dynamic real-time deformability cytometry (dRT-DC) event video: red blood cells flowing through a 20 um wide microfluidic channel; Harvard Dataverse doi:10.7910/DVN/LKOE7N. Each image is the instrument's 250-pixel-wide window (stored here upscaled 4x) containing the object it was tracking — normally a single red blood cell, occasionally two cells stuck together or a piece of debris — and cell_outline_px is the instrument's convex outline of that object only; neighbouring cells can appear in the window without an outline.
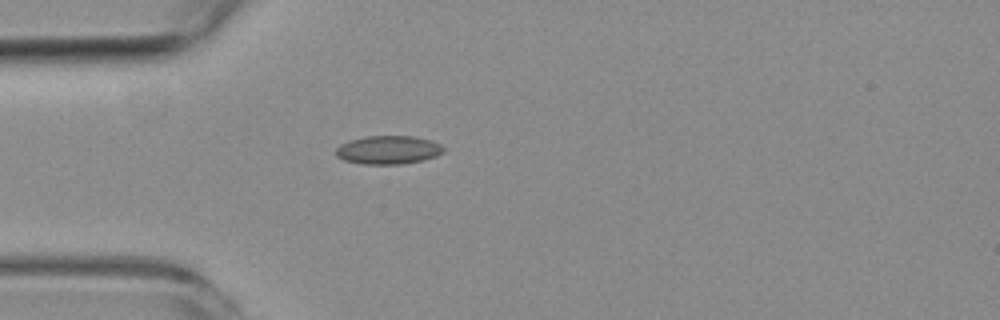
{"species": "common noctule bat (a hibernating species)", "species_latin": "Nyctalus noctula", "temperature_condition": "room temperature", "stored_images_in_passage": 4, "camera_frame_rate_fps": 3000, "um_per_image_px": 0.085, "animal": {"sex": "female", "body_mass_g": 19.3, "forearm_length_mm": 54.1}, "frame": {"image": 1, "passage_image": 4, "time_ms": 3.333, "image_size_px": [1000, 320], "cell_outline_px": [[444, 152], [436, 156], [424, 160], [400, 164], [364, 164], [344, 160], [336, 156], [336, 148], [340, 144], [348, 140], [364, 136], [412, 136], [432, 140], [440, 144], [444, 148]], "centroid_in_image_um": [33.0, 12.73], "position_along_channel_um": 52.0, "area_um2": 17.98}}